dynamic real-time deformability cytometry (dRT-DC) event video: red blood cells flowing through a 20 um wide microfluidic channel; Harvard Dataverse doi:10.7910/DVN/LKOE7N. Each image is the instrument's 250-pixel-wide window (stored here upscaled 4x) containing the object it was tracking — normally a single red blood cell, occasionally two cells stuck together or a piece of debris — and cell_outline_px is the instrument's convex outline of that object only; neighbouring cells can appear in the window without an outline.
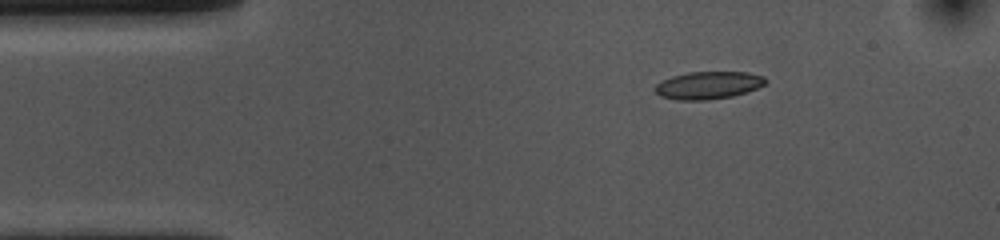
{"species": "common noctule bat (a hibernating species)", "species_latin": "Nyctalus noctula", "temperature_condition": "cold", "stored_images_in_passage": 47, "camera_frame_rate_fps": 3000, "um_per_image_px": 0.085, "animal": {"sex": "female", "body_mass_g": 10.0, "forearm_length_mm": 53.1}, "frame": {"image": 1, "passage_image": 1, "time_ms": 0.0, "image_size_px": [1000, 240], "cell_outline_px": [[768, 80], [764, 84], [756, 88], [732, 96], [704, 100], [676, 100], [660, 96], [656, 92], [656, 84], [672, 76], [688, 72], [748, 72], [764, 76]], "centroid_in_image_um": [60.21, 7.24], "position_along_channel_um": 24.8, "area_um2": 17.57}}
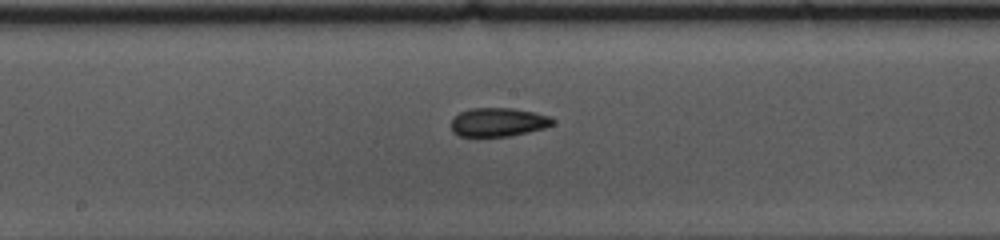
{"frame": {"image": 2, "passage_image": 20, "time_ms": 6.333, "image_size_px": [1000, 240], "cell_outline_px": [[556, 120], [552, 124], [544, 128], [528, 132], [508, 136], [460, 136], [452, 132], [452, 120], [460, 112], [472, 108], [512, 108], [532, 112], [548, 116]], "centroid_in_image_um": [42.34, 10.38], "position_along_channel_um": 205.9, "area_um2": 16.76}}
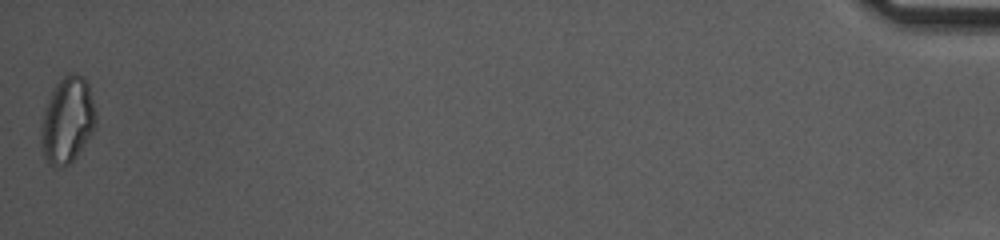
{"frame": {"image": 3, "passage_image": 47, "time_ms": 15.333, "image_size_px": [1000, 240], "cell_outline_px": [[96, 124], [92, 132], [76, 156], [64, 168], [48, 164], [44, 156], [44, 108], [52, 88], [68, 72], [76, 72], [84, 76], [88, 84], [96, 112]], "centroid_in_image_um": [5.77, 10.15], "position_along_channel_um": 429.4, "area_um2": 26.88}, "authors_computed_cell_mechanics": {"area_um2": 17.5712, "velocity_mm_per_s": 3.6234, "shape_relaxation_time_tau1_ms": 4.4813, "shape_relaxation_time_tau2_ms": 2.9986, "deformation_change_tau1": 0.115, "deformation_change_tau2": 0.0847}}